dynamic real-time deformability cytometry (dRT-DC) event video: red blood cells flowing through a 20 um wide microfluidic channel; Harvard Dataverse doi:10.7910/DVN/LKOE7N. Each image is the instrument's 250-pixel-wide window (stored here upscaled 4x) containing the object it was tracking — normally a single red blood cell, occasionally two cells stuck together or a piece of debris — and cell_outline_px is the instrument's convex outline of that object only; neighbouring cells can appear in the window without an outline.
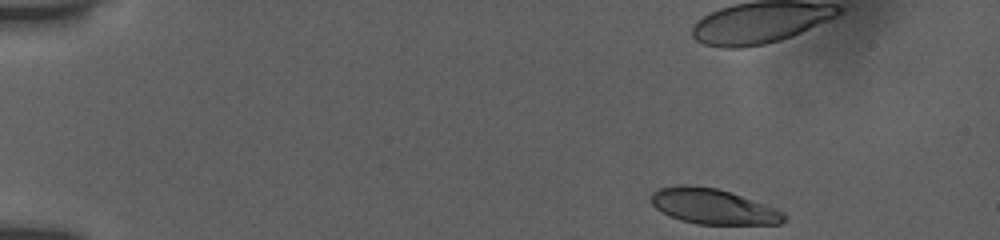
{"species": "human", "species_latin": "Homo sapiens", "temperature_condition": "room temperature", "stored_images_in_passage": 47, "camera_frame_rate_fps": 3000, "um_per_image_px": 0.085, "donor": {"sex": "female"}, "frame": {"image": 1, "passage_image": 1, "time_ms": 0.0, "image_size_px": [1000, 240], "cell_outline_px": [[788, 220], [780, 224], [696, 224], [680, 220], [668, 216], [656, 208], [648, 200], [648, 196], [652, 192], [660, 188], [676, 184], [688, 184], [716, 188], [776, 208], [784, 212], [788, 216]], "centroid_in_image_um": [60.57, 17.55], "position_along_channel_um": 24.4, "area_um2": 27.69}, "authors_computed_cell_mechanics": {"area_um2": 30.4028, "velocity_mm_per_s": 3.8752, "shape_relaxation_time_tau1_ms": 7.2579, "shape_relaxation_time_tau2_ms": 1.3064, "deformation_change_tau1": 0.2423, "deformation_change_tau2": 0.0685}}